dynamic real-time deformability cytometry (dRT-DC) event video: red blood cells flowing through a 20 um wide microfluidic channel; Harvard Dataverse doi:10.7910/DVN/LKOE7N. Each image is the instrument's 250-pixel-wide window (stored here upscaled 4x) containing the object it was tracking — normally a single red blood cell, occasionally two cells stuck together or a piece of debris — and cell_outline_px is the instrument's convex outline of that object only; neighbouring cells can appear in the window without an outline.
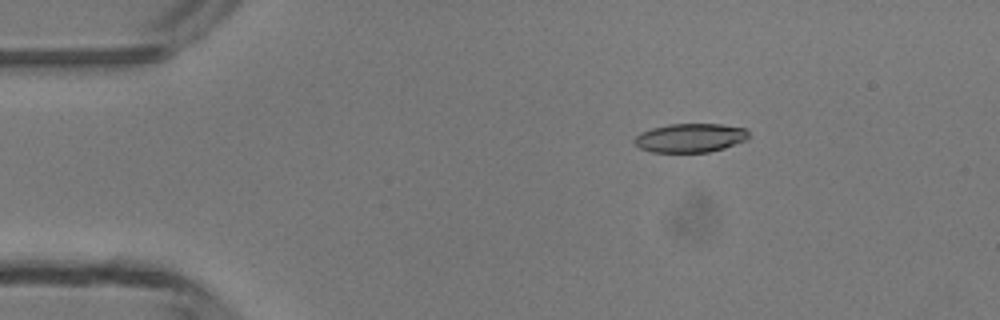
{"species": "common noctule bat (a hibernating species)", "species_latin": "Nyctalus noctula", "temperature_condition": "room temperature", "stored_images_in_passage": 4, "camera_frame_rate_fps": 3000, "um_per_image_px": 0.085, "animal": {"sex": "male", "body_mass_g": 13.3}, "frame": {"image": 1, "passage_image": 2, "time_ms": 2.0, "image_size_px": [1000, 320], "cell_outline_px": [[748, 140], [724, 148], [708, 152], [652, 152], [640, 148], [632, 140], [640, 132], [652, 128], [668, 124], [720, 124], [744, 128], [748, 132]], "centroid_in_image_um": [58.66, 11.72], "position_along_channel_um": 26.3, "area_um2": 19.25}}